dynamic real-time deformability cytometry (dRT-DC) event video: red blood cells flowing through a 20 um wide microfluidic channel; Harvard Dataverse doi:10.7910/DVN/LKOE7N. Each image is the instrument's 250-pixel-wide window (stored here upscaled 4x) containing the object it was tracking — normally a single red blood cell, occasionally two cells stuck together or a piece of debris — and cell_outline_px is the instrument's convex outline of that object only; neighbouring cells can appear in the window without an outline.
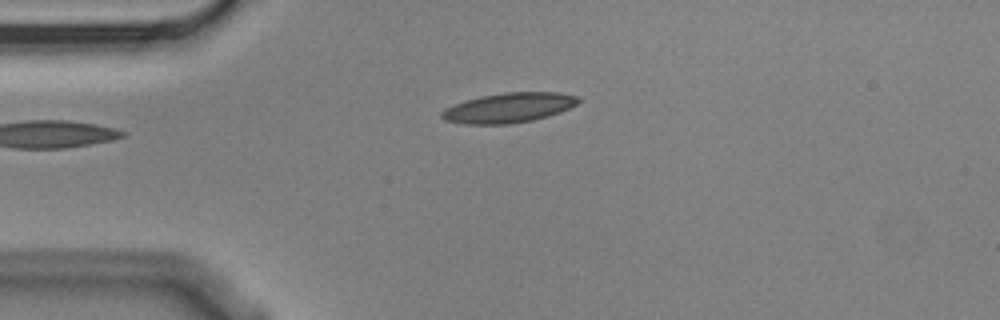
{"species": "Egyptian fruit bat (a non-hibernating species)", "species_latin": "Rousettus aegyptiacus", "temperature_condition": "cold", "stored_images_in_passage": 4, "camera_frame_rate_fps": 3000, "um_per_image_px": 0.085, "animal": {"sex": "male"}, "frame": {"image": 1, "passage_image": 4, "time_ms": 1.0, "image_size_px": [1000, 320], "cell_outline_px": [[580, 100], [576, 104], [560, 112], [548, 116], [532, 120], [508, 124], [468, 124], [444, 120], [440, 116], [440, 112], [444, 108], [464, 100], [480, 96], [504, 92], [556, 92], [576, 96]], "centroid_in_image_um": [43.19, 9.15], "position_along_channel_um": 41.8, "area_um2": 23.7}}